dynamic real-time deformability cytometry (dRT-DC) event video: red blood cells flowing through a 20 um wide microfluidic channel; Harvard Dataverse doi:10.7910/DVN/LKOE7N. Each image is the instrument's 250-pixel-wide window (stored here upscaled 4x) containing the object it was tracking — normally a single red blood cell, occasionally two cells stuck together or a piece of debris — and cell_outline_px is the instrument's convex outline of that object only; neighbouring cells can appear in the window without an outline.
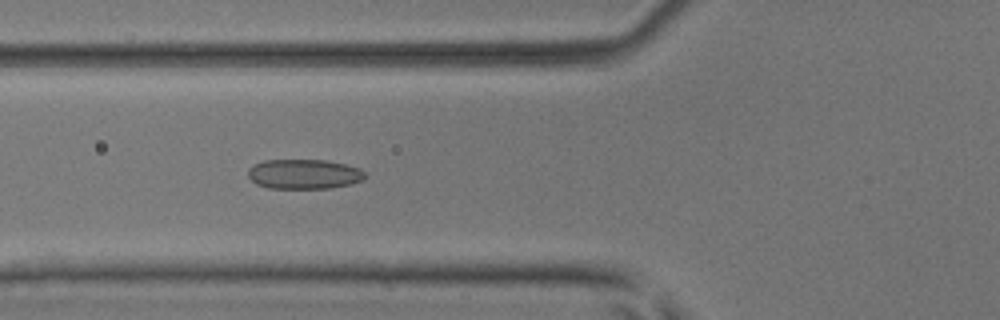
{"species": "common noctule bat (a hibernating species)", "species_latin": "Nyctalus noctula", "temperature_condition": "room temperature", "stored_images_in_passage": 34, "camera_frame_rate_fps": 3000, "um_per_image_px": 0.085, "animal": {"sex": "male", "body_mass_g": 17.9, "forearm_length_mm": 54.2}, "frame": {"image": 1, "passage_image": 3, "time_ms": 0.667, "image_size_px": [1000, 320], "cell_outline_px": [[368, 176], [364, 180], [352, 184], [328, 188], [268, 188], [256, 184], [248, 176], [248, 168], [252, 164], [264, 160], [328, 160], [360, 168]], "centroid_in_image_um": [25.85, 14.79], "position_along_channel_um": 99.9, "area_um2": 20.52}}
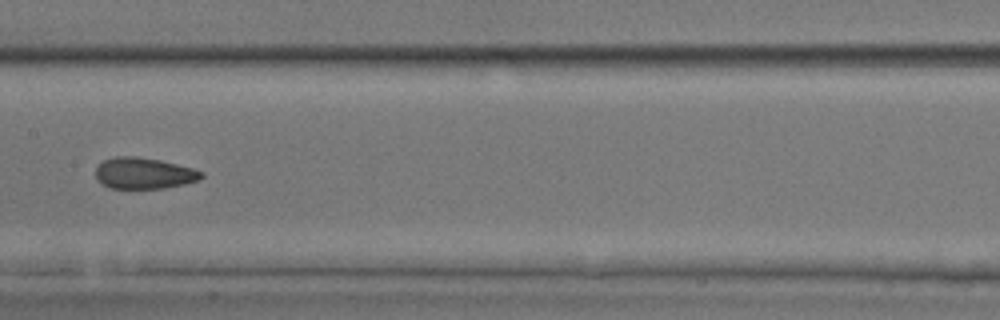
{"frame": {"image": 2, "passage_image": 10, "time_ms": 3.0, "image_size_px": [1000, 320], "cell_outline_px": [[204, 176], [200, 180], [184, 184], [164, 188], [108, 188], [96, 176], [96, 168], [104, 160], [116, 156], [136, 156], [160, 160], [192, 168], [204, 172]], "centroid_in_image_um": [12.27, 14.72], "position_along_channel_um": 195.1, "area_um2": 19.13}}
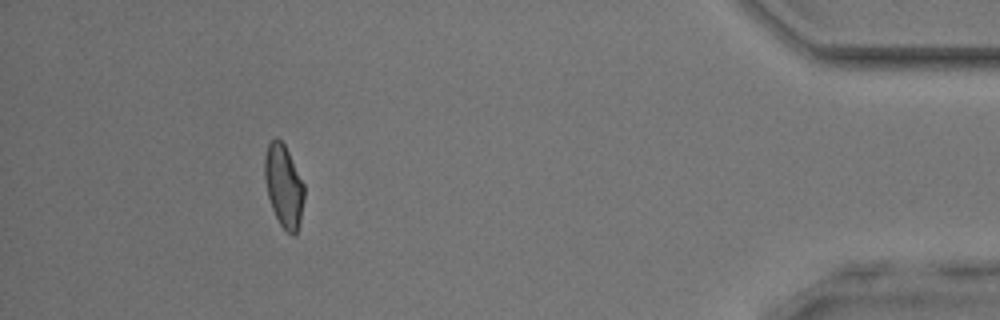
{"frame": {"image": 3, "passage_image": 30, "time_ms": 9.667, "image_size_px": [1000, 320], "cell_outline_px": [[304, 200], [300, 224], [296, 232], [292, 236], [280, 224], [272, 208], [268, 196], [264, 176], [264, 156], [268, 144], [276, 136], [284, 144], [304, 184]], "centroid_in_image_um": [24.11, 15.8], "position_along_channel_um": 411.1, "area_um2": 18.9}, "authors_computed_cell_mechanics": {"area_um2": 19.0451, "velocity_mm_per_s": 4.0856, "shape_relaxation_time_tau1_ms": null, "shape_relaxation_time_tau2_ms": 1.6323, "deformation_change_tau1": null, "deformation_change_tau2": 0.0798}}